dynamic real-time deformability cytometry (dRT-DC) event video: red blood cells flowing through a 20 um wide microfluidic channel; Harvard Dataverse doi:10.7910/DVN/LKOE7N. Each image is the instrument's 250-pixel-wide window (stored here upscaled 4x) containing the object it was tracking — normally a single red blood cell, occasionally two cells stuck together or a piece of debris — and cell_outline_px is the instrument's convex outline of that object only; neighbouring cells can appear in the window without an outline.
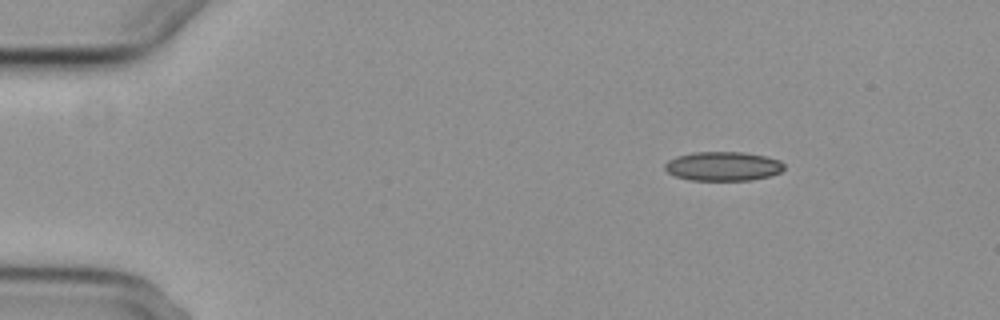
{"species": "common noctule bat (a hibernating species)", "species_latin": "Nyctalus noctula", "temperature_condition": "cold", "stored_images_in_passage": 4, "camera_frame_rate_fps": 3000, "um_per_image_px": 0.085, "animal": {"sex": "female", "body_mass_g": 29.2, "forearm_length_mm": 56.3}, "frame": {"image": 1, "passage_image": 1, "time_ms": 0.0, "image_size_px": [1000, 320], "cell_outline_px": [[784, 168], [780, 172], [768, 176], [748, 180], [688, 180], [676, 176], [668, 172], [664, 168], [664, 164], [668, 160], [676, 156], [692, 152], [744, 152], [764, 156], [780, 160], [784, 164]], "centroid_in_image_um": [61.43, 14.12], "position_along_channel_um": 23.6, "area_um2": 20.23}}
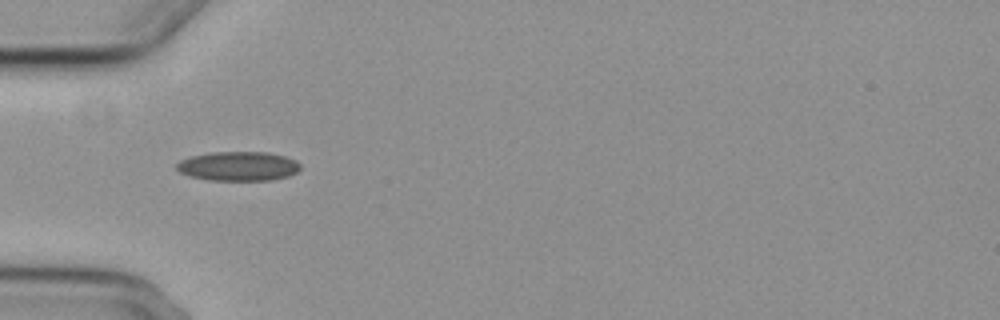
{"frame": {"image": 2, "passage_image": 4, "time_ms": 3.333, "image_size_px": [1000, 320], "cell_outline_px": [[300, 168], [296, 172], [288, 176], [268, 180], [208, 180], [192, 176], [180, 172], [176, 168], [176, 164], [180, 160], [192, 156], [212, 152], [268, 152], [284, 156], [296, 160], [300, 164]], "centroid_in_image_um": [20.26, 14.12], "position_along_channel_um": 64.7, "area_um2": 20.98}}